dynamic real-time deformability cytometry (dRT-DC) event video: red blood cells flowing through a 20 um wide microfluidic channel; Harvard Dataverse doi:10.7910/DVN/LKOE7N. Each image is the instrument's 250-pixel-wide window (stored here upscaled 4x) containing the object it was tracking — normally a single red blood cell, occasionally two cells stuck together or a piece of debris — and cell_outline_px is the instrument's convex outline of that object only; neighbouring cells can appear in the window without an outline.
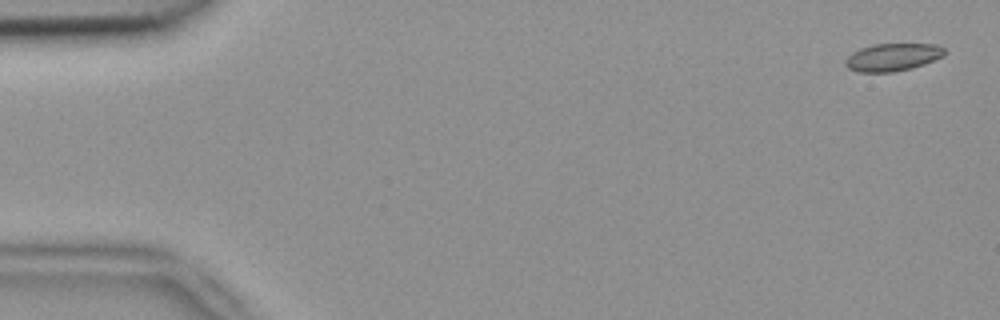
{"species": "common noctule bat (a hibernating species)", "species_latin": "Nyctalus noctula", "temperature_condition": "room temperature", "stored_images_in_passage": 5, "camera_frame_rate_fps": 3000, "um_per_image_px": 0.085, "animal": {"sex": "female", "body_mass_g": 18.4}, "frame": {"image": 1, "passage_image": 1, "time_ms": 0.0, "image_size_px": [1000, 320], "cell_outline_px": [[944, 56], [924, 64], [912, 68], [892, 72], [860, 72], [848, 68], [844, 64], [844, 60], [852, 52], [860, 48], [872, 44], [936, 44], [944, 48]], "centroid_in_image_um": [75.85, 4.86], "position_along_channel_um": 9.2, "area_um2": 16.01}}
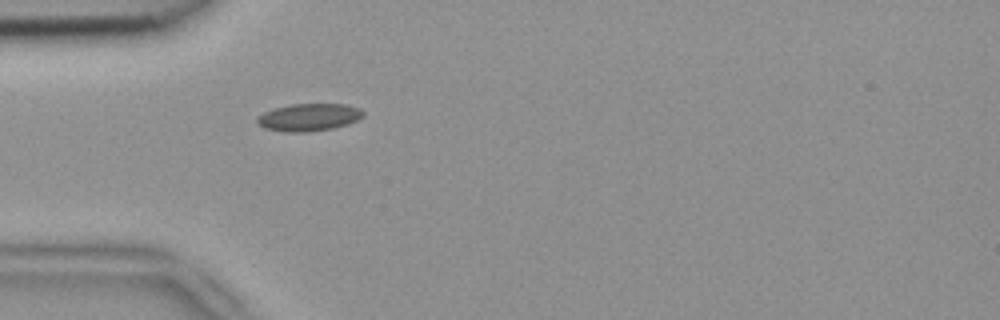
{"frame": {"image": 2, "passage_image": 5, "time_ms": 1.333, "image_size_px": [1000, 320], "cell_outline_px": [[364, 116], [348, 124], [332, 128], [308, 132], [284, 132], [264, 128], [256, 120], [256, 116], [264, 112], [288, 104], [344, 104], [360, 108], [364, 112]], "centroid_in_image_um": [26.25, 9.96], "position_along_channel_um": 58.8, "area_um2": 16.99}}